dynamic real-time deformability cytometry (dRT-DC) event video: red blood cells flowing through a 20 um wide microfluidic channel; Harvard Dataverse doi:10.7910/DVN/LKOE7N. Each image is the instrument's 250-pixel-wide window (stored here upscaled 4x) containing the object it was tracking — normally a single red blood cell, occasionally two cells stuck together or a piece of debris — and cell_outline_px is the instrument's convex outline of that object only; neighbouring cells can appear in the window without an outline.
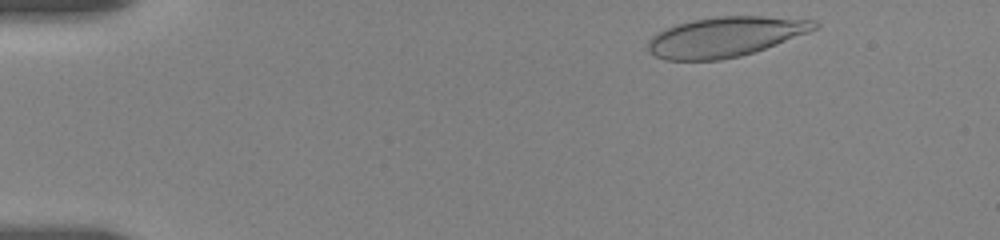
{"species": "human", "species_latin": "Homo sapiens", "temperature_condition": "room temperature", "stored_images_in_passage": 54, "camera_frame_rate_fps": 3000, "um_per_image_px": 0.085, "donor": {"sex": "female"}, "frame": {"image": 1, "passage_image": 2, "time_ms": 0.333, "image_size_px": [1000, 240], "cell_outline_px": [[820, 28], [776, 44], [740, 56], [720, 60], [664, 60], [648, 52], [648, 40], [656, 32], [664, 28], [676, 24], [692, 20], [716, 16], [764, 16], [816, 20], [820, 24]], "centroid_in_image_um": [61.63, 3.12], "position_along_channel_um": 23.4, "area_um2": 38.9}}
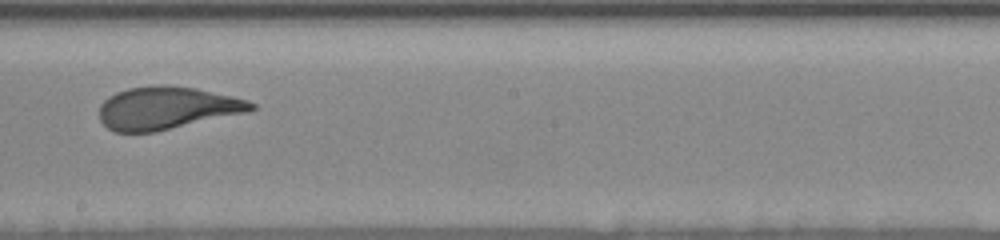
{"frame": {"image": 2, "passage_image": 28, "time_ms": 8.667, "image_size_px": [1000, 240], "cell_outline_px": [[256, 108], [252, 112], [156, 132], [116, 132], [108, 128], [100, 120], [100, 104], [108, 96], [116, 92], [128, 88], [156, 84], [164, 84], [196, 88], [232, 96], [248, 100], [256, 104]], "centroid_in_image_um": [14.23, 9.18], "position_along_channel_um": 234.0, "area_um2": 38.32}}
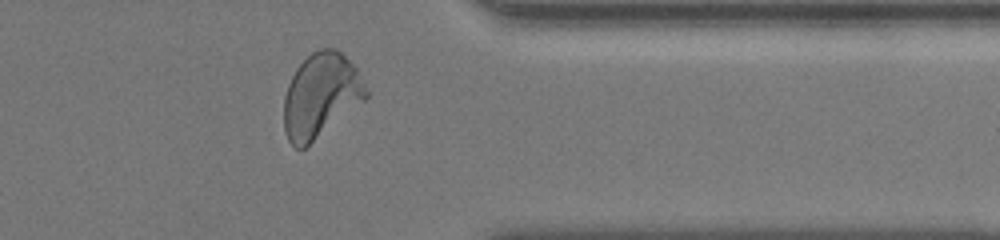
{"frame": {"image": 3, "passage_image": 44, "time_ms": 13.0, "image_size_px": [1000, 240], "cell_outline_px": [[368, 96], [364, 100], [304, 148], [296, 148], [288, 140], [284, 132], [284, 96], [288, 84], [296, 68], [312, 52], [320, 48], [332, 48], [340, 52], [356, 68], [368, 92]], "centroid_in_image_um": [27.24, 8.12], "position_along_channel_um": 384.2, "area_um2": 39.65}, "authors_computed_cell_mechanics": {"area_um2": 38.6104, "velocity_mm_per_s": 3.6158, "shape_relaxation_time_tau1_ms": 5.0731, "shape_relaxation_time_tau2_ms": null, "deformation_change_tau1": 0.2053, "deformation_change_tau2": null}}